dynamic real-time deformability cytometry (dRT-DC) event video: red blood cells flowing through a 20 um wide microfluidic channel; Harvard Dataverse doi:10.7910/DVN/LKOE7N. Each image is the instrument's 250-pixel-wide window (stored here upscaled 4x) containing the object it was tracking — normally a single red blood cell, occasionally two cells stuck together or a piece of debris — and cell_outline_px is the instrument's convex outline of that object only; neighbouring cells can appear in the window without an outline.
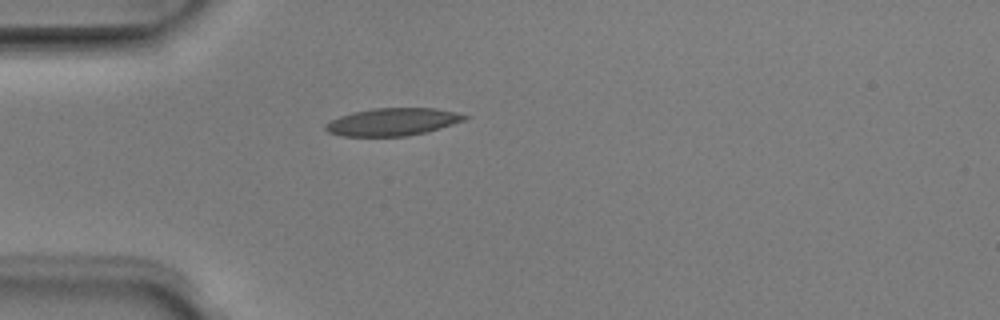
{"species": "Egyptian fruit bat (a non-hibernating species)", "species_latin": "Rousettus aegyptiacus", "temperature_condition": "room temperature", "stored_images_in_passage": 4, "camera_frame_rate_fps": 3000, "um_per_image_px": 0.085, "animal": {"sex": "male"}, "frame": {"image": 1, "passage_image": 4, "time_ms": 1.0, "image_size_px": [1000, 320], "cell_outline_px": [[468, 116], [464, 120], [452, 124], [424, 132], [408, 136], [340, 136], [328, 132], [324, 128], [324, 124], [340, 116], [352, 112], [372, 108], [436, 108]], "centroid_in_image_um": [33.29, 10.36], "position_along_channel_um": 51.7, "area_um2": 22.08}}